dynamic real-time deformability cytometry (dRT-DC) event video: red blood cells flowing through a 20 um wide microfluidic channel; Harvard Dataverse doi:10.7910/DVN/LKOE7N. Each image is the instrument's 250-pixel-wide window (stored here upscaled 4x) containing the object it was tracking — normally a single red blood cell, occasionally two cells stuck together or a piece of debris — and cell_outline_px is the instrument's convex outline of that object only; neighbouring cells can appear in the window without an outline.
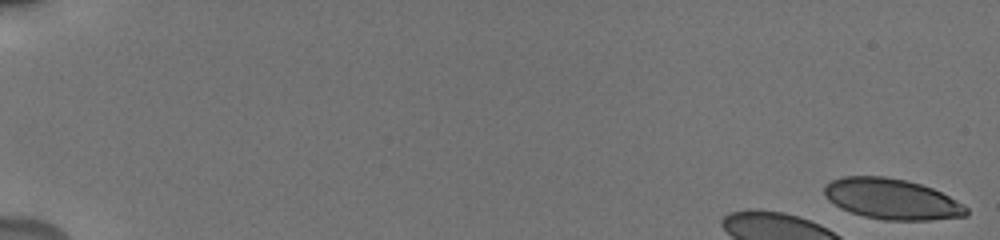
{"species": "human", "species_latin": "Homo sapiens", "temperature_condition": "cold", "stored_images_in_passage": 15, "camera_frame_rate_fps": 3000, "um_per_image_px": 0.085, "donor": {"sex": "male"}, "frame": {"image": 1, "passage_image": 1, "time_ms": 0.0, "image_size_px": [1000, 240], "cell_outline_px": [[968, 216], [928, 220], [884, 220], [864, 216], [840, 208], [828, 200], [824, 196], [824, 184], [832, 180], [844, 176], [884, 176], [904, 180], [920, 184], [932, 188], [964, 204], [968, 208]], "centroid_in_image_um": [75.79, 16.92], "position_along_channel_um": 9.2, "area_um2": 33.64}}